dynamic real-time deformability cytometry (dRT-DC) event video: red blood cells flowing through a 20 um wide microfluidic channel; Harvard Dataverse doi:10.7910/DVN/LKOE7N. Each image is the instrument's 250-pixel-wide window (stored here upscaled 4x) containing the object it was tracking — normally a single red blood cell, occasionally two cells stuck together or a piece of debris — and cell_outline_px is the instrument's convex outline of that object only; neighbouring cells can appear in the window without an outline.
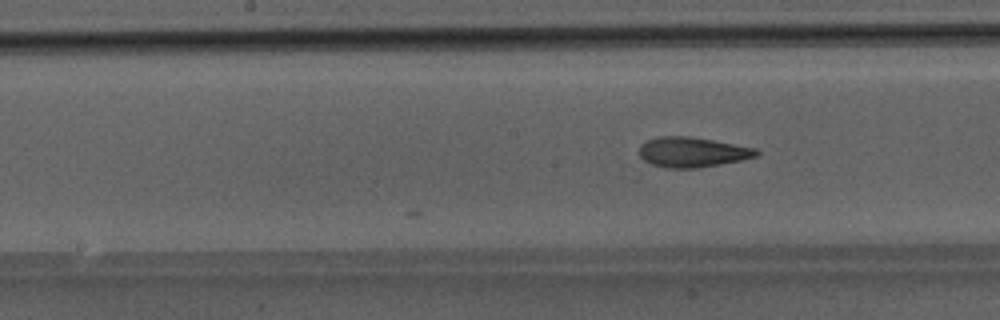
{"species": "Egyptian fruit bat (a non-hibernating species)", "species_latin": "Rousettus aegyptiacus", "temperature_condition": "room temperature", "stored_images_in_passage": 23, "camera_frame_rate_fps": 3000, "um_per_image_px": 0.085, "animal": {"sex": "male"}, "frame": {"image": 1, "passage_image": 23, "time_ms": 7.333, "image_size_px": [1000, 320], "cell_outline_px": [[760, 152], [756, 156], [744, 160], [700, 168], [668, 168], [652, 164], [644, 160], [640, 156], [640, 144], [648, 140], [660, 136], [688, 136], [712, 140], [756, 148]], "centroid_in_image_um": [58.87, 12.94], "position_along_channel_um": 189.3, "area_um2": 20.52}}